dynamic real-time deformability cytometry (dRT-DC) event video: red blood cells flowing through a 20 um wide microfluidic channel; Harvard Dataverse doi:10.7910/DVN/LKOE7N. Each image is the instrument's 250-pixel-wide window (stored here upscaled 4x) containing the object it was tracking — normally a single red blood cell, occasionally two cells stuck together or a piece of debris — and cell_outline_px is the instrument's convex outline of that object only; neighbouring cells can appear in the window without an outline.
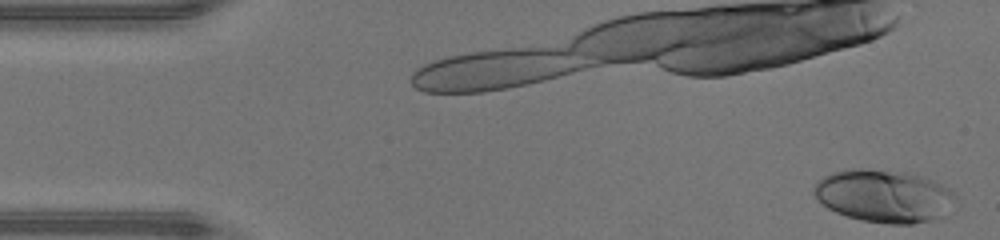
{"species": "human", "species_latin": "Homo sapiens", "temperature_condition": "warm", "stored_images_in_passage": 46, "camera_frame_rate_fps": 3000, "um_per_image_px": 0.085, "donor": {"sex": "male"}, "frame": {"image": 1, "passage_image": 1, "time_ms": 0.0, "image_size_px": [1000, 240], "cell_outline_px": [[956, 196], [940, 216], [928, 220], [912, 224], [888, 224], [860, 220], [836, 212], [828, 208], [812, 192], [812, 188], [816, 180], [832, 172], [848, 168], [864, 168], [904, 172], [920, 176], [932, 180], [956, 192]], "centroid_in_image_um": [75.06, 16.64], "position_along_channel_um": 9.9, "area_um2": 43.18}}
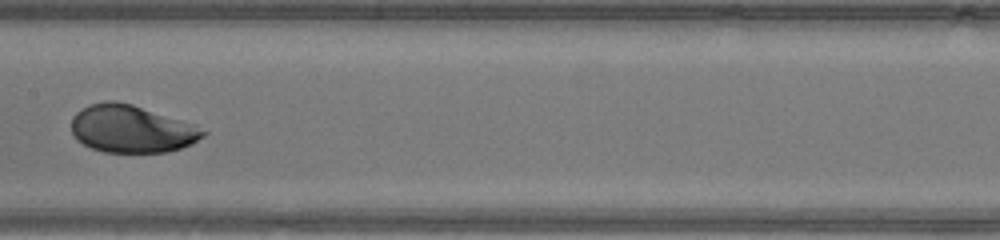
{"frame": {"image": 2, "passage_image": 23, "time_ms": 7.333, "image_size_px": [1000, 240], "cell_outline_px": [[208, 132], [204, 136], [192, 144], [180, 148], [164, 152], [104, 152], [92, 148], [76, 140], [72, 132], [72, 116], [76, 112], [88, 104], [104, 100], [116, 100], [132, 104], [196, 124]], "centroid_in_image_um": [11.18, 10.94], "position_along_channel_um": 196.2, "area_um2": 36.76}}
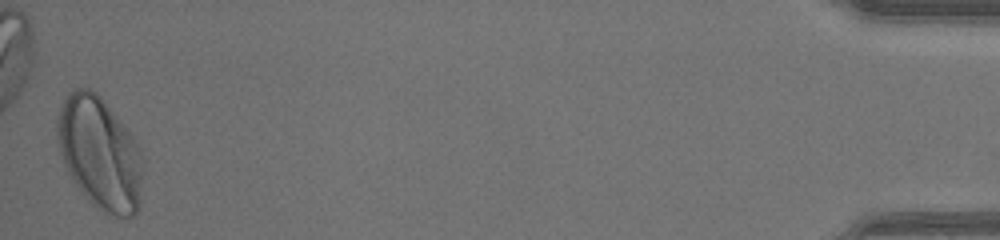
{"frame": {"image": 3, "passage_image": 46, "time_ms": 15.0, "image_size_px": [1000, 240], "cell_outline_px": [[144, 160], [140, 208], [128, 220], [104, 212], [96, 208], [80, 192], [64, 168], [56, 136], [56, 120], [64, 96], [68, 92], [76, 88], [92, 88], [104, 100], [132, 136], [140, 148]], "centroid_in_image_um": [8.48, 13.06], "position_along_channel_um": 426.7, "area_um2": 57.16}, "authors_computed_cell_mechanics": {"area_um2": 38.148, "velocity_mm_per_s": 4.3446, "shape_relaxation_time_tau1_ms": 2.3391, "shape_relaxation_time_tau2_ms": null, "deformation_change_tau1": 0.1717, "deformation_change_tau2": null}}